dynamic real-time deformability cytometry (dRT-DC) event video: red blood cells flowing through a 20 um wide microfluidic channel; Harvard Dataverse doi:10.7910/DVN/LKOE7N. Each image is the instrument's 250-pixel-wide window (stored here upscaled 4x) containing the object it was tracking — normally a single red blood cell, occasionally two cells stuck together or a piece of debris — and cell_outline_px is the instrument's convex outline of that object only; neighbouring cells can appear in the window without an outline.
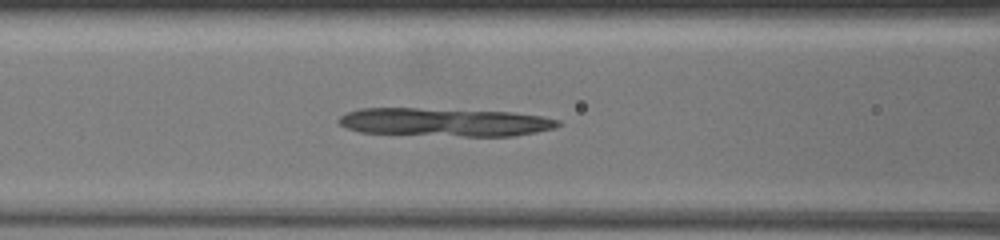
{"species": "common noctule bat (a hibernating species)", "species_latin": "Nyctalus noctula", "temperature_condition": "warm", "stored_images_in_passage": 17, "camera_frame_rate_fps": 3000, "um_per_image_px": 0.085, "animal": {"sex": "female", "body_mass_g": 19.5, "forearm_length_mm": 54.1}, "frame": {"image": 1, "passage_image": 17, "time_ms": 8.0, "image_size_px": [1000, 240], "cell_outline_px": [[564, 124], [556, 128], [536, 132], [512, 136], [464, 136], [360, 132], [348, 128], [340, 124], [336, 120], [340, 116], [348, 112], [360, 108], [416, 108], [512, 112], [540, 116], [560, 120]], "centroid_in_image_um": [37.84, 10.38], "position_along_channel_um": 128.8, "area_um2": 36.07}}